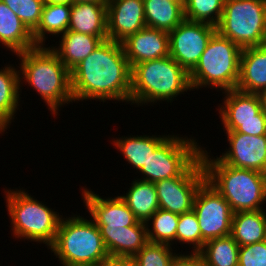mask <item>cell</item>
<instances>
[{"label":"cell","instance_id":"1","mask_svg":"<svg viewBox=\"0 0 266 266\" xmlns=\"http://www.w3.org/2000/svg\"><path fill=\"white\" fill-rule=\"evenodd\" d=\"M70 74L74 102L97 99L131 103L132 68L121 42L102 41Z\"/></svg>","mask_w":266,"mask_h":266},{"label":"cell","instance_id":"2","mask_svg":"<svg viewBox=\"0 0 266 266\" xmlns=\"http://www.w3.org/2000/svg\"><path fill=\"white\" fill-rule=\"evenodd\" d=\"M16 55L21 60L19 78L39 93L54 116L59 107L74 101L70 71L50 47L36 46Z\"/></svg>","mask_w":266,"mask_h":266},{"label":"cell","instance_id":"3","mask_svg":"<svg viewBox=\"0 0 266 266\" xmlns=\"http://www.w3.org/2000/svg\"><path fill=\"white\" fill-rule=\"evenodd\" d=\"M208 154L201 149L206 181L224 197L234 213L264 209L266 174L229 166L217 157L211 159Z\"/></svg>","mask_w":266,"mask_h":266},{"label":"cell","instance_id":"4","mask_svg":"<svg viewBox=\"0 0 266 266\" xmlns=\"http://www.w3.org/2000/svg\"><path fill=\"white\" fill-rule=\"evenodd\" d=\"M189 73L171 56L137 63L132 67L131 104L145 105L157 100L171 102L191 90Z\"/></svg>","mask_w":266,"mask_h":266},{"label":"cell","instance_id":"5","mask_svg":"<svg viewBox=\"0 0 266 266\" xmlns=\"http://www.w3.org/2000/svg\"><path fill=\"white\" fill-rule=\"evenodd\" d=\"M63 266L102 264L110 256L100 229L80 215L61 218L53 244L48 247Z\"/></svg>","mask_w":266,"mask_h":266},{"label":"cell","instance_id":"6","mask_svg":"<svg viewBox=\"0 0 266 266\" xmlns=\"http://www.w3.org/2000/svg\"><path fill=\"white\" fill-rule=\"evenodd\" d=\"M242 50L216 31L200 56L199 62L189 73L192 90L207 86L220 91L236 89Z\"/></svg>","mask_w":266,"mask_h":266},{"label":"cell","instance_id":"7","mask_svg":"<svg viewBox=\"0 0 266 266\" xmlns=\"http://www.w3.org/2000/svg\"><path fill=\"white\" fill-rule=\"evenodd\" d=\"M11 230L16 238L53 244L63 216L34 199L23 190H5Z\"/></svg>","mask_w":266,"mask_h":266},{"label":"cell","instance_id":"8","mask_svg":"<svg viewBox=\"0 0 266 266\" xmlns=\"http://www.w3.org/2000/svg\"><path fill=\"white\" fill-rule=\"evenodd\" d=\"M216 31L242 49L266 44V0H225Z\"/></svg>","mask_w":266,"mask_h":266},{"label":"cell","instance_id":"9","mask_svg":"<svg viewBox=\"0 0 266 266\" xmlns=\"http://www.w3.org/2000/svg\"><path fill=\"white\" fill-rule=\"evenodd\" d=\"M201 147L196 140L170 135L153 154L139 172L143 181H157L180 176L199 156Z\"/></svg>","mask_w":266,"mask_h":266},{"label":"cell","instance_id":"10","mask_svg":"<svg viewBox=\"0 0 266 266\" xmlns=\"http://www.w3.org/2000/svg\"><path fill=\"white\" fill-rule=\"evenodd\" d=\"M205 181L206 174L199 156L180 176L154 183L159 208L176 214L192 211L196 193Z\"/></svg>","mask_w":266,"mask_h":266},{"label":"cell","instance_id":"11","mask_svg":"<svg viewBox=\"0 0 266 266\" xmlns=\"http://www.w3.org/2000/svg\"><path fill=\"white\" fill-rule=\"evenodd\" d=\"M193 211L200 226L202 247L208 240L231 235L234 212L224 197L207 181L196 193Z\"/></svg>","mask_w":266,"mask_h":266},{"label":"cell","instance_id":"12","mask_svg":"<svg viewBox=\"0 0 266 266\" xmlns=\"http://www.w3.org/2000/svg\"><path fill=\"white\" fill-rule=\"evenodd\" d=\"M215 32L213 25L184 19L169 32V56L190 73Z\"/></svg>","mask_w":266,"mask_h":266},{"label":"cell","instance_id":"13","mask_svg":"<svg viewBox=\"0 0 266 266\" xmlns=\"http://www.w3.org/2000/svg\"><path fill=\"white\" fill-rule=\"evenodd\" d=\"M229 149L217 157L222 163L266 174V135L254 136L226 131Z\"/></svg>","mask_w":266,"mask_h":266},{"label":"cell","instance_id":"14","mask_svg":"<svg viewBox=\"0 0 266 266\" xmlns=\"http://www.w3.org/2000/svg\"><path fill=\"white\" fill-rule=\"evenodd\" d=\"M82 195L83 203L99 229L124 228L138 222L120 196L104 199L87 188H83Z\"/></svg>","mask_w":266,"mask_h":266},{"label":"cell","instance_id":"15","mask_svg":"<svg viewBox=\"0 0 266 266\" xmlns=\"http://www.w3.org/2000/svg\"><path fill=\"white\" fill-rule=\"evenodd\" d=\"M146 27L143 0H108V39L122 42Z\"/></svg>","mask_w":266,"mask_h":266},{"label":"cell","instance_id":"16","mask_svg":"<svg viewBox=\"0 0 266 266\" xmlns=\"http://www.w3.org/2000/svg\"><path fill=\"white\" fill-rule=\"evenodd\" d=\"M121 43L131 68L137 63L169 56V33L163 30L146 26Z\"/></svg>","mask_w":266,"mask_h":266},{"label":"cell","instance_id":"17","mask_svg":"<svg viewBox=\"0 0 266 266\" xmlns=\"http://www.w3.org/2000/svg\"><path fill=\"white\" fill-rule=\"evenodd\" d=\"M224 105L219 108V117L226 131H235L239 121L266 120L258 94L237 89L224 91Z\"/></svg>","mask_w":266,"mask_h":266},{"label":"cell","instance_id":"18","mask_svg":"<svg viewBox=\"0 0 266 266\" xmlns=\"http://www.w3.org/2000/svg\"><path fill=\"white\" fill-rule=\"evenodd\" d=\"M236 89L253 94L266 89V44L242 50Z\"/></svg>","mask_w":266,"mask_h":266},{"label":"cell","instance_id":"19","mask_svg":"<svg viewBox=\"0 0 266 266\" xmlns=\"http://www.w3.org/2000/svg\"><path fill=\"white\" fill-rule=\"evenodd\" d=\"M68 30L97 37H108L107 3H73Z\"/></svg>","mask_w":266,"mask_h":266},{"label":"cell","instance_id":"20","mask_svg":"<svg viewBox=\"0 0 266 266\" xmlns=\"http://www.w3.org/2000/svg\"><path fill=\"white\" fill-rule=\"evenodd\" d=\"M108 37H97L67 30L61 36L58 48L51 49L58 55L60 61L71 71L83 59L91 54L102 41Z\"/></svg>","mask_w":266,"mask_h":266},{"label":"cell","instance_id":"21","mask_svg":"<svg viewBox=\"0 0 266 266\" xmlns=\"http://www.w3.org/2000/svg\"><path fill=\"white\" fill-rule=\"evenodd\" d=\"M0 42L14 54L36 47L32 33L20 18L0 0Z\"/></svg>","mask_w":266,"mask_h":266},{"label":"cell","instance_id":"22","mask_svg":"<svg viewBox=\"0 0 266 266\" xmlns=\"http://www.w3.org/2000/svg\"><path fill=\"white\" fill-rule=\"evenodd\" d=\"M265 209L233 213L231 236L239 246L266 240Z\"/></svg>","mask_w":266,"mask_h":266},{"label":"cell","instance_id":"23","mask_svg":"<svg viewBox=\"0 0 266 266\" xmlns=\"http://www.w3.org/2000/svg\"><path fill=\"white\" fill-rule=\"evenodd\" d=\"M146 26L170 32L184 19V5L169 0H143Z\"/></svg>","mask_w":266,"mask_h":266},{"label":"cell","instance_id":"24","mask_svg":"<svg viewBox=\"0 0 266 266\" xmlns=\"http://www.w3.org/2000/svg\"><path fill=\"white\" fill-rule=\"evenodd\" d=\"M126 195L120 197L126 202L135 218L146 223L159 209V201L154 183L139 179L132 181Z\"/></svg>","mask_w":266,"mask_h":266},{"label":"cell","instance_id":"25","mask_svg":"<svg viewBox=\"0 0 266 266\" xmlns=\"http://www.w3.org/2000/svg\"><path fill=\"white\" fill-rule=\"evenodd\" d=\"M169 137L167 136H133L116 138L113 141V145L121 151L128 163L137 171L146 165L150 154H153L155 150Z\"/></svg>","mask_w":266,"mask_h":266},{"label":"cell","instance_id":"26","mask_svg":"<svg viewBox=\"0 0 266 266\" xmlns=\"http://www.w3.org/2000/svg\"><path fill=\"white\" fill-rule=\"evenodd\" d=\"M70 13L71 5L45 3L40 22L32 32V37L36 45L44 46L45 38H48L45 37L47 34L59 36L65 33L69 28Z\"/></svg>","mask_w":266,"mask_h":266},{"label":"cell","instance_id":"27","mask_svg":"<svg viewBox=\"0 0 266 266\" xmlns=\"http://www.w3.org/2000/svg\"><path fill=\"white\" fill-rule=\"evenodd\" d=\"M12 65L0 69V118L9 126L19 109L20 71Z\"/></svg>","mask_w":266,"mask_h":266},{"label":"cell","instance_id":"28","mask_svg":"<svg viewBox=\"0 0 266 266\" xmlns=\"http://www.w3.org/2000/svg\"><path fill=\"white\" fill-rule=\"evenodd\" d=\"M239 247L229 235L206 241L199 254L209 266H238Z\"/></svg>","mask_w":266,"mask_h":266},{"label":"cell","instance_id":"29","mask_svg":"<svg viewBox=\"0 0 266 266\" xmlns=\"http://www.w3.org/2000/svg\"><path fill=\"white\" fill-rule=\"evenodd\" d=\"M152 220V228H149V221ZM179 221V214L158 209L146 222L148 242L173 245L176 240V230Z\"/></svg>","mask_w":266,"mask_h":266},{"label":"cell","instance_id":"30","mask_svg":"<svg viewBox=\"0 0 266 266\" xmlns=\"http://www.w3.org/2000/svg\"><path fill=\"white\" fill-rule=\"evenodd\" d=\"M225 5V0H186L184 16L186 20L217 26Z\"/></svg>","mask_w":266,"mask_h":266},{"label":"cell","instance_id":"31","mask_svg":"<svg viewBox=\"0 0 266 266\" xmlns=\"http://www.w3.org/2000/svg\"><path fill=\"white\" fill-rule=\"evenodd\" d=\"M146 223L138 221L118 233L116 257H134L147 243Z\"/></svg>","mask_w":266,"mask_h":266},{"label":"cell","instance_id":"32","mask_svg":"<svg viewBox=\"0 0 266 266\" xmlns=\"http://www.w3.org/2000/svg\"><path fill=\"white\" fill-rule=\"evenodd\" d=\"M172 245L148 242L134 257L138 266H170L176 253Z\"/></svg>","mask_w":266,"mask_h":266},{"label":"cell","instance_id":"33","mask_svg":"<svg viewBox=\"0 0 266 266\" xmlns=\"http://www.w3.org/2000/svg\"><path fill=\"white\" fill-rule=\"evenodd\" d=\"M176 240L182 244H192V251L199 252L202 249V236L196 213L192 210L179 214L176 230Z\"/></svg>","mask_w":266,"mask_h":266},{"label":"cell","instance_id":"34","mask_svg":"<svg viewBox=\"0 0 266 266\" xmlns=\"http://www.w3.org/2000/svg\"><path fill=\"white\" fill-rule=\"evenodd\" d=\"M44 0H21L17 16L32 33L38 26L44 6Z\"/></svg>","mask_w":266,"mask_h":266},{"label":"cell","instance_id":"35","mask_svg":"<svg viewBox=\"0 0 266 266\" xmlns=\"http://www.w3.org/2000/svg\"><path fill=\"white\" fill-rule=\"evenodd\" d=\"M238 266H266V240L240 246Z\"/></svg>","mask_w":266,"mask_h":266},{"label":"cell","instance_id":"36","mask_svg":"<svg viewBox=\"0 0 266 266\" xmlns=\"http://www.w3.org/2000/svg\"><path fill=\"white\" fill-rule=\"evenodd\" d=\"M235 131L254 136L266 135V120L239 121V127Z\"/></svg>","mask_w":266,"mask_h":266},{"label":"cell","instance_id":"37","mask_svg":"<svg viewBox=\"0 0 266 266\" xmlns=\"http://www.w3.org/2000/svg\"><path fill=\"white\" fill-rule=\"evenodd\" d=\"M123 229H126V227L116 229H100L105 248L110 257H116V241H118V233Z\"/></svg>","mask_w":266,"mask_h":266},{"label":"cell","instance_id":"38","mask_svg":"<svg viewBox=\"0 0 266 266\" xmlns=\"http://www.w3.org/2000/svg\"><path fill=\"white\" fill-rule=\"evenodd\" d=\"M201 260L199 252H191L188 254H176L174 255L170 266H195Z\"/></svg>","mask_w":266,"mask_h":266},{"label":"cell","instance_id":"39","mask_svg":"<svg viewBox=\"0 0 266 266\" xmlns=\"http://www.w3.org/2000/svg\"><path fill=\"white\" fill-rule=\"evenodd\" d=\"M101 266H138L133 258L128 257H109Z\"/></svg>","mask_w":266,"mask_h":266},{"label":"cell","instance_id":"40","mask_svg":"<svg viewBox=\"0 0 266 266\" xmlns=\"http://www.w3.org/2000/svg\"><path fill=\"white\" fill-rule=\"evenodd\" d=\"M1 1H3L9 7V9L17 15L21 0H1Z\"/></svg>","mask_w":266,"mask_h":266},{"label":"cell","instance_id":"41","mask_svg":"<svg viewBox=\"0 0 266 266\" xmlns=\"http://www.w3.org/2000/svg\"><path fill=\"white\" fill-rule=\"evenodd\" d=\"M258 96L261 102V109L266 114V89L261 90Z\"/></svg>","mask_w":266,"mask_h":266},{"label":"cell","instance_id":"42","mask_svg":"<svg viewBox=\"0 0 266 266\" xmlns=\"http://www.w3.org/2000/svg\"><path fill=\"white\" fill-rule=\"evenodd\" d=\"M44 3H47V4H68V5H72L73 4V0H44Z\"/></svg>","mask_w":266,"mask_h":266},{"label":"cell","instance_id":"43","mask_svg":"<svg viewBox=\"0 0 266 266\" xmlns=\"http://www.w3.org/2000/svg\"><path fill=\"white\" fill-rule=\"evenodd\" d=\"M108 0H73V3L79 2H97V3H107Z\"/></svg>","mask_w":266,"mask_h":266},{"label":"cell","instance_id":"44","mask_svg":"<svg viewBox=\"0 0 266 266\" xmlns=\"http://www.w3.org/2000/svg\"><path fill=\"white\" fill-rule=\"evenodd\" d=\"M9 126L0 118V133H3Z\"/></svg>","mask_w":266,"mask_h":266},{"label":"cell","instance_id":"45","mask_svg":"<svg viewBox=\"0 0 266 266\" xmlns=\"http://www.w3.org/2000/svg\"><path fill=\"white\" fill-rule=\"evenodd\" d=\"M195 266H209L202 259Z\"/></svg>","mask_w":266,"mask_h":266},{"label":"cell","instance_id":"46","mask_svg":"<svg viewBox=\"0 0 266 266\" xmlns=\"http://www.w3.org/2000/svg\"><path fill=\"white\" fill-rule=\"evenodd\" d=\"M73 266H101V264H83V265H73Z\"/></svg>","mask_w":266,"mask_h":266},{"label":"cell","instance_id":"47","mask_svg":"<svg viewBox=\"0 0 266 266\" xmlns=\"http://www.w3.org/2000/svg\"><path fill=\"white\" fill-rule=\"evenodd\" d=\"M169 1L179 2V3L183 4V5H185V1L186 0H169Z\"/></svg>","mask_w":266,"mask_h":266}]
</instances>
